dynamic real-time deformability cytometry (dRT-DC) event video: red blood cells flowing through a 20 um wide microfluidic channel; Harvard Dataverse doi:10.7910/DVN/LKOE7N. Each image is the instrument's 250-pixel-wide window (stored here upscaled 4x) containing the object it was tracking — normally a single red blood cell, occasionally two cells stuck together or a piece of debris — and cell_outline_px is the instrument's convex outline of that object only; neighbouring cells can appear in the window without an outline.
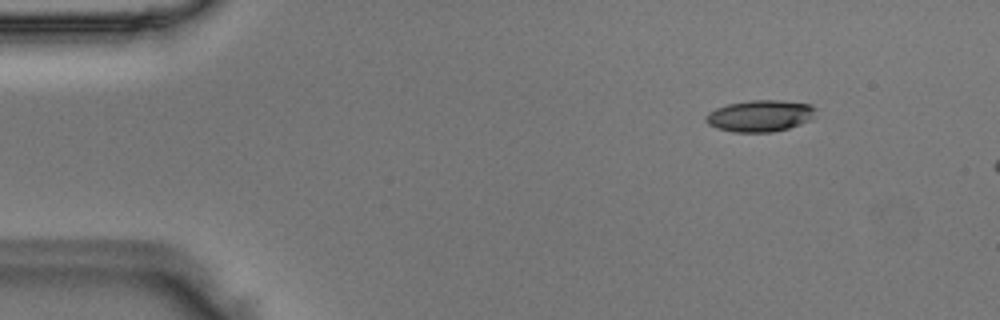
{"species": "Egyptian fruit bat (a non-hibernating species)", "species_latin": "Rousettus aegyptiacus", "temperature_condition": "room temperature", "stored_images_in_passage": 8, "camera_frame_rate_fps": 3000, "um_per_image_px": 0.085, "animal": {"sex": "male"}, "frame": {"image": 1, "passage_image": 2, "time_ms": 0.333, "image_size_px": [1000, 320], "cell_outline_px": [[816, 108], [812, 116], [808, 120], [800, 124], [788, 128], [772, 132], [732, 132], [716, 128], [708, 124], [704, 120], [704, 116], [708, 112], [716, 108], [728, 104], [752, 100], [780, 100], [812, 104]], "centroid_in_image_um": [64.56, 9.84], "position_along_channel_um": 20.4, "area_um2": 20.23}}